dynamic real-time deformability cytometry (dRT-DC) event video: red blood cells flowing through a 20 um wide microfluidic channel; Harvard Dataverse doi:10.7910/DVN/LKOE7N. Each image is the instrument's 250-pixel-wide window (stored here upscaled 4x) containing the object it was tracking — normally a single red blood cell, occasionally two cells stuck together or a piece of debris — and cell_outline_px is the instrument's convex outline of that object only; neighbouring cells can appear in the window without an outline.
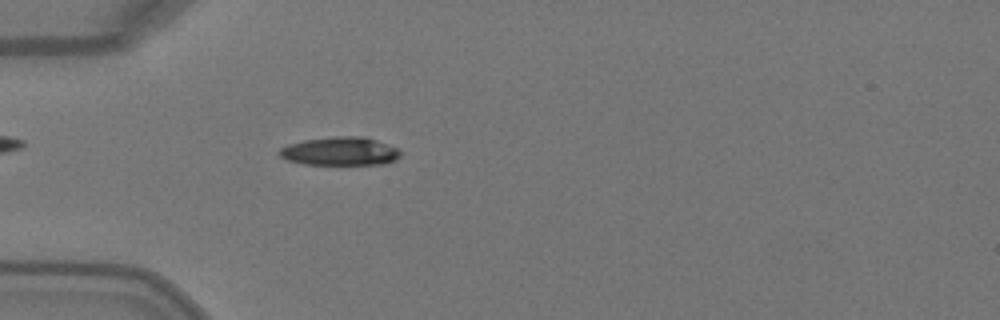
{"species": "Egyptian fruit bat (a non-hibernating species)", "species_latin": "Rousettus aegyptiacus", "temperature_condition": "warm", "stored_images_in_passage": 47, "camera_frame_rate_fps": 3000, "um_per_image_px": 0.085, "animal": {"sex": "female"}, "frame": {"image": 1, "passage_image": 12, "time_ms": 3.667, "image_size_px": [1000, 320], "cell_outline_px": [[400, 156], [396, 160], [384, 164], [304, 164], [288, 160], [280, 156], [276, 152], [280, 148], [288, 144], [304, 140], [332, 136], [364, 136], [400, 148]], "centroid_in_image_um": [28.92, 12.85], "position_along_channel_um": 56.1, "area_um2": 20.23}}
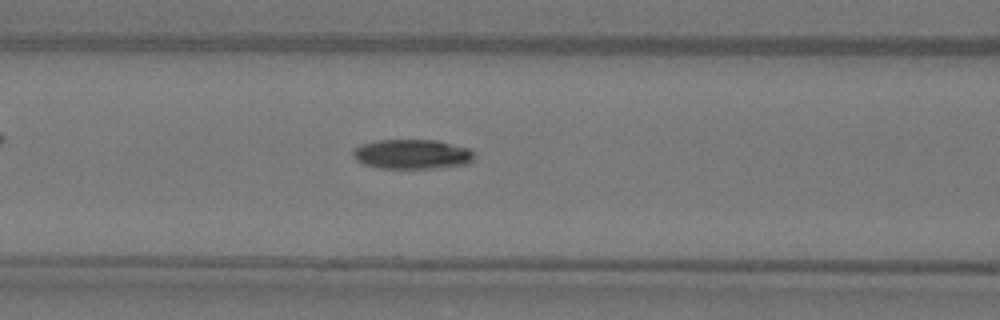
{"frame": {"image": 2, "passage_image": 18, "time_ms": 5.667, "image_size_px": [1000, 320], "cell_outline_px": [[476, 156], [468, 164], [432, 168], [380, 168], [364, 164], [356, 160], [352, 156], [352, 148], [360, 144], [376, 140], [440, 140], [468, 148]], "centroid_in_image_um": [35.0, 13.09], "position_along_channel_um": 131.6, "area_um2": 21.15}}
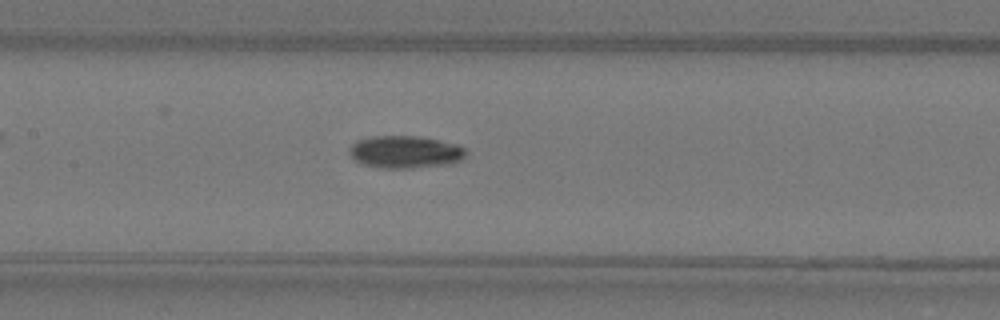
{"frame": {"image": 3, "passage_image": 21, "time_ms": 6.667, "image_size_px": [1000, 320], "cell_outline_px": [[468, 152], [460, 160], [452, 164], [412, 168], [384, 168], [364, 164], [356, 160], [352, 156], [348, 148], [356, 140], [372, 136], [416, 136], [456, 144], [464, 148]], "centroid_in_image_um": [34.45, 12.92], "position_along_channel_um": 173.0, "area_um2": 21.91}, "authors_computed_cell_mechanics": {"area_um2": 20.23, "velocity_mm_per_s": 4.1082, "shape_relaxation_time_tau1_ms": 3.3509, "shape_relaxation_time_tau2_ms": 10.7194, "deformation_change_tau1": 0.1875, "deformation_change_tau2": 0.1237}}